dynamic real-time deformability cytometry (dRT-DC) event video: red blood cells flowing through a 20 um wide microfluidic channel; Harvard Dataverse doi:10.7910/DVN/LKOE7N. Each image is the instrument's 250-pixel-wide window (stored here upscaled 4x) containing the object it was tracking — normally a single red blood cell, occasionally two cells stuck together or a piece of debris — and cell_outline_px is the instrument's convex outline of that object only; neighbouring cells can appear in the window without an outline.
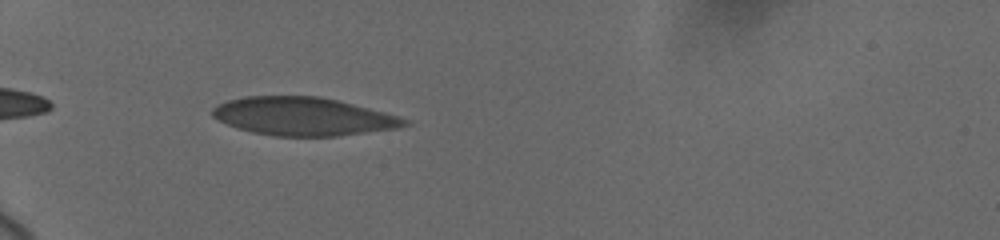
{"species": "human", "species_latin": "Homo sapiens", "temperature_condition": "cold", "stored_images_in_passage": 12, "camera_frame_rate_fps": 3000, "um_per_image_px": 0.085, "donor": {"sex": "female"}, "frame": {"image": 1, "passage_image": 1, "time_ms": 0.0, "image_size_px": [1000, 240], "cell_outline_px": [[412, 124], [400, 128], [336, 136], [276, 136], [252, 132], [236, 128], [212, 116], [212, 108], [216, 104], [228, 100], [244, 96], [320, 96], [400, 116], [412, 120]], "centroid_in_image_um": [25.8, 9.9], "position_along_channel_um": 59.2, "area_um2": 42.89}}
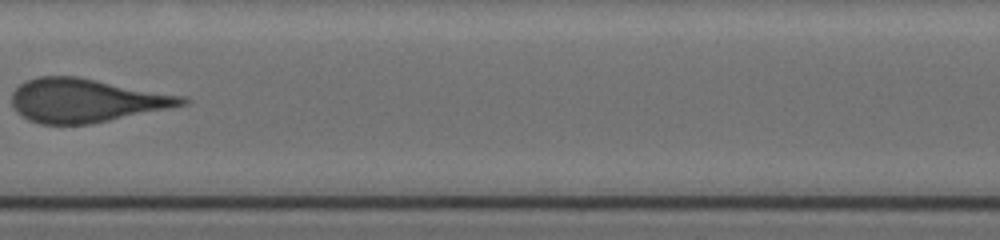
{"frame": {"image": 2, "passage_image": 8, "time_ms": 4.333, "image_size_px": [1000, 240], "cell_outline_px": [[192, 100], [188, 104], [88, 124], [40, 124], [28, 120], [16, 112], [12, 104], [12, 92], [24, 80], [36, 76], [76, 76], [184, 96]], "centroid_in_image_um": [7.27, 8.53], "position_along_channel_um": 200.1, "area_um2": 43.12}}
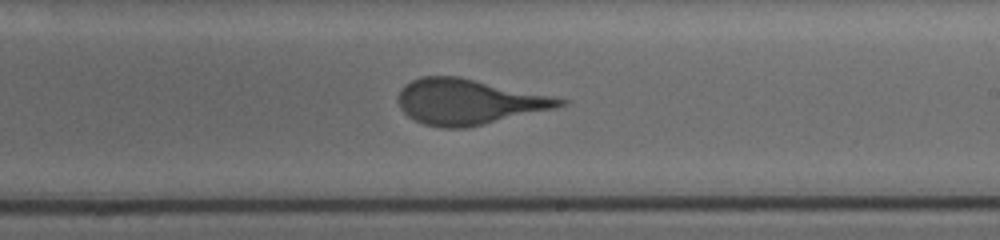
{"frame": {"image": 3, "passage_image": 11, "time_ms": 5.667, "image_size_px": [1000, 240], "cell_outline_px": [[568, 100], [564, 104], [552, 108], [464, 128], [444, 128], [424, 124], [408, 116], [400, 108], [400, 88], [404, 84], [420, 76], [460, 76]], "centroid_in_image_um": [39.75, 8.63], "position_along_channel_um": 249.3, "area_um2": 41.85}}